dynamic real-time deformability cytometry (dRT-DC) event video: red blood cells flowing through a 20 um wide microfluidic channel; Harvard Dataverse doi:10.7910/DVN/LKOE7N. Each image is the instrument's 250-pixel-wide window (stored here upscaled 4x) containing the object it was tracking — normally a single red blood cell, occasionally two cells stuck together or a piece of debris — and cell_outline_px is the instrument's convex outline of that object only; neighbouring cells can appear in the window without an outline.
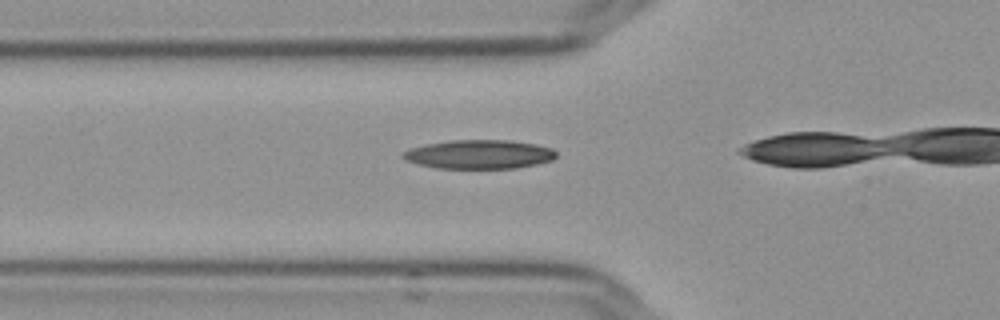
{"species": "Egyptian fruit bat (a non-hibernating species)", "species_latin": "Rousettus aegyptiacus", "temperature_condition": "cold", "stored_images_in_passage": 14, "camera_frame_rate_fps": 3000, "um_per_image_px": 0.085, "frame": {"image": 1, "passage_image": 10, "time_ms": 3.0, "image_size_px": [1000, 320], "cell_outline_px": [[556, 156], [552, 160], [536, 164], [516, 168], [436, 168], [420, 164], [408, 160], [400, 156], [408, 148], [428, 144], [452, 140], [512, 140], [536, 144], [552, 148], [556, 152]], "centroid_in_image_um": [40.76, 13.11], "position_along_channel_um": 85.0, "area_um2": 25.72}}